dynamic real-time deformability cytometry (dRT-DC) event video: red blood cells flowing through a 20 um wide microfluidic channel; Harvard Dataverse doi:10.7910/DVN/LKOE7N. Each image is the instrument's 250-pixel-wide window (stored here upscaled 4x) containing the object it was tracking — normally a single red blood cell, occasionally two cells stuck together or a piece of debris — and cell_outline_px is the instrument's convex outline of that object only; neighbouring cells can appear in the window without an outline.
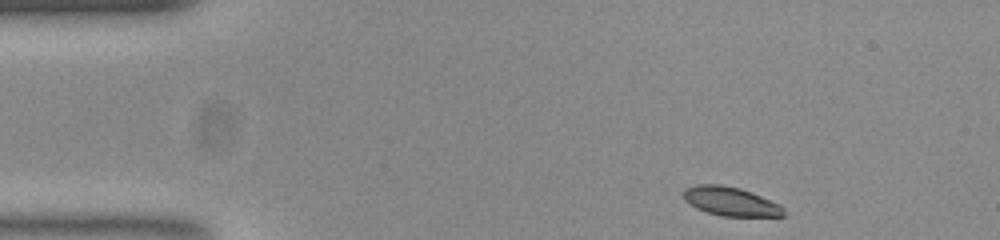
{"species": "common noctule bat (a hibernating species)", "species_latin": "Nyctalus noctula", "temperature_condition": "room temperature", "stored_images_in_passage": 47, "camera_frame_rate_fps": 3000, "um_per_image_px": 0.085, "animal": {"sex": "female", "body_mass_g": 23.0, "forearm_length_mm": 53.4}, "frame": {"image": 1, "passage_image": 1, "time_ms": 0.0, "image_size_px": [1000, 240], "cell_outline_px": [[784, 216], [720, 216], [696, 208], [688, 204], [684, 200], [684, 188], [696, 184], [720, 184], [740, 188], [780, 204], [784, 208]], "centroid_in_image_um": [62.07, 17.11], "position_along_channel_um": 22.9, "area_um2": 16.88}}
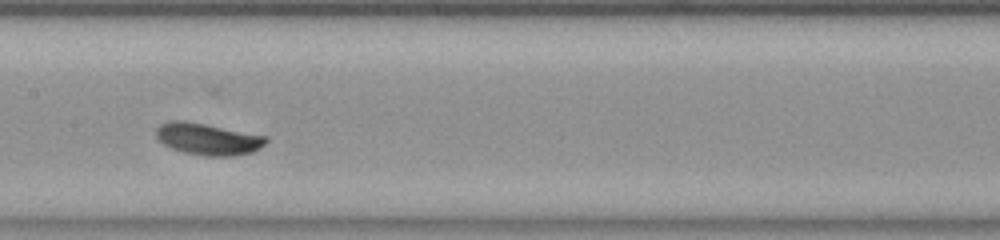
{"frame": {"image": 2, "passage_image": 20, "time_ms": 6.333, "image_size_px": [1000, 240], "cell_outline_px": [[268, 140], [260, 148], [252, 152], [236, 156], [204, 156], [184, 152], [172, 148], [164, 144], [156, 136], [156, 128], [160, 124], [168, 120], [184, 120], [268, 136]], "centroid_in_image_um": [17.68, 11.81], "position_along_channel_um": 189.7, "area_um2": 20.4}}
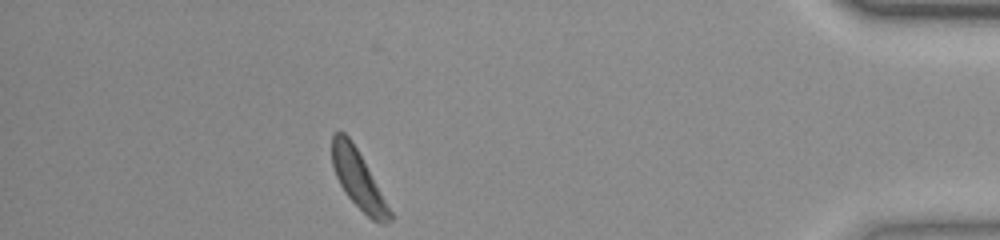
{"frame": {"image": 3, "passage_image": 41, "time_ms": 13.333, "image_size_px": [1000, 240], "cell_outline_px": [[392, 220], [384, 224], [372, 220], [344, 192], [336, 176], [332, 164], [332, 136], [340, 128], [352, 140], [392, 212]], "centroid_in_image_um": [30.43, 15.22], "position_along_channel_um": 404.8, "area_um2": 19.19}}